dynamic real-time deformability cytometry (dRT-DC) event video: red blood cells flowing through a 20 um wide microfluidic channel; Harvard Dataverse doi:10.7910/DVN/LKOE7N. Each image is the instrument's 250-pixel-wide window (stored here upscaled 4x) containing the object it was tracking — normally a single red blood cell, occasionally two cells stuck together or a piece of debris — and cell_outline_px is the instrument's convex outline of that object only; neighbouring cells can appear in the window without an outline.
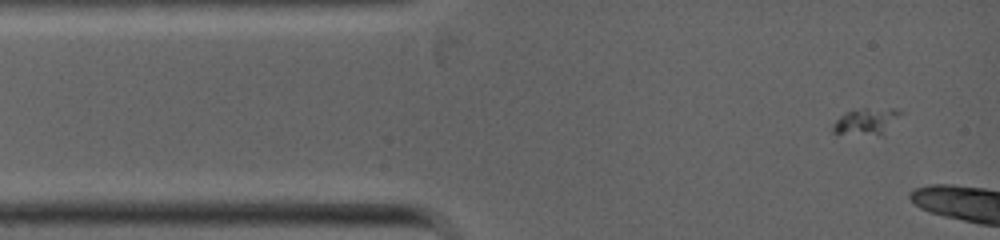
{"species": "common noctule bat (a hibernating species)", "species_latin": "Nyctalus noctula", "temperature_condition": "warm", "stored_images_in_passage": 4, "camera_frame_rate_fps": 5000, "um_per_image_px": 0.085, "animal": {"sex": "female", "body_mass_g": 19.0, "forearm_length_mm": 53.3}, "frame": {"image": 1, "passage_image": 1, "time_ms": 0.0, "image_size_px": [1000, 240], "cell_outline_px": [[904, 112], [880, 136], [832, 132], [832, 124], [844, 112], [864, 108], [896, 108]], "centroid_in_image_um": [73.65, 10.3], "position_along_channel_um": 11.4, "area_um2": 10.52}}